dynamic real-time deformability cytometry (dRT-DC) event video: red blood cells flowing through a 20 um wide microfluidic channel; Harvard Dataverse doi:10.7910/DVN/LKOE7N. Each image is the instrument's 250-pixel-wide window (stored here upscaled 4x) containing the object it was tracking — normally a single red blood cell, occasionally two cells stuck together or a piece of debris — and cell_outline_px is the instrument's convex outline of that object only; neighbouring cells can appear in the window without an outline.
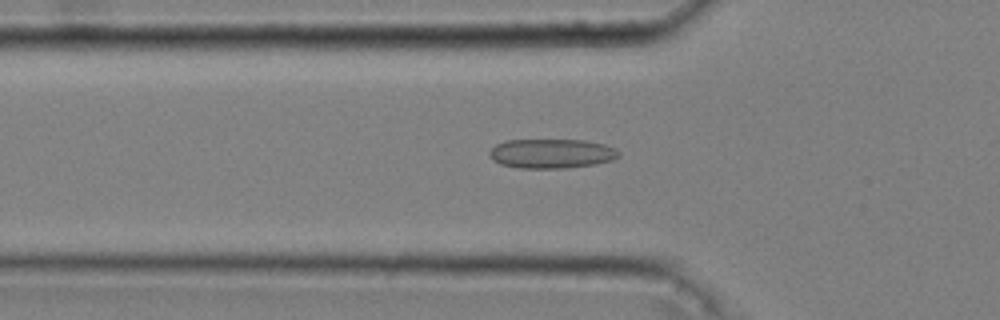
{"species": "common noctule bat (a hibernating species)", "species_latin": "Nyctalus noctula", "temperature_condition": "cold", "stored_images_in_passage": 52, "camera_frame_rate_fps": 3000, "um_per_image_px": 0.085, "animal": {"sex": "male", "body_mass_g": 20.4}, "frame": {"image": 1, "passage_image": 17, "time_ms": 5.333, "image_size_px": [1000, 320], "cell_outline_px": [[620, 156], [612, 160], [596, 164], [568, 168], [516, 168], [500, 164], [492, 160], [488, 156], [488, 152], [496, 144], [508, 140], [584, 140], [604, 144], [616, 148], [620, 152]], "centroid_in_image_um": [46.88, 13.06], "position_along_channel_um": 78.9, "area_um2": 22.43}}
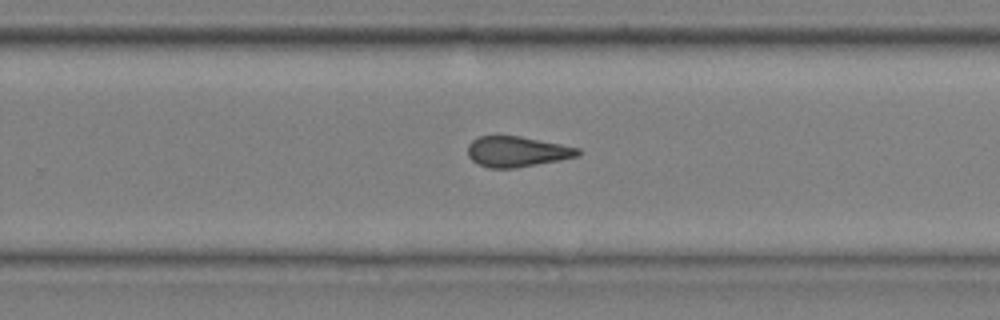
{"frame": {"image": 2, "passage_image": 34, "time_ms": 11.0, "image_size_px": [1000, 320], "cell_outline_px": [[580, 156], [560, 160], [516, 168], [488, 168], [472, 160], [468, 156], [468, 144], [472, 140], [480, 136], [520, 136], [580, 148]], "centroid_in_image_um": [43.95, 12.89], "position_along_channel_um": 285.9, "area_um2": 19.54}}
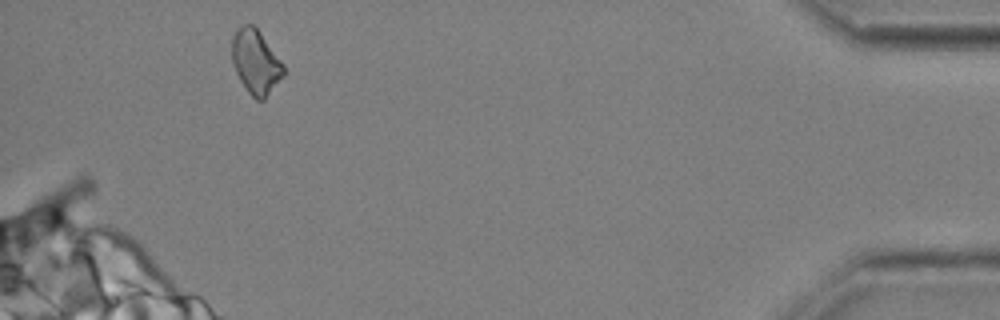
{"frame": {"image": 3, "passage_image": 49, "time_ms": 16.0, "image_size_px": [1000, 320], "cell_outline_px": [[284, 76], [264, 100], [256, 100], [248, 92], [240, 80], [232, 64], [232, 36], [244, 24], [252, 24], [260, 32], [284, 64]], "centroid_in_image_um": [21.75, 5.29], "position_along_channel_um": 413.5, "area_um2": 19.25}, "authors_computed_cell_mechanics": {"area_um2": 20.4034, "velocity_mm_per_s": 3.6525, "shape_relaxation_time_tau1_ms": null, "shape_relaxation_time_tau2_ms": 2.4574, "deformation_change_tau1": null, "deformation_change_tau2": 0.1049}}